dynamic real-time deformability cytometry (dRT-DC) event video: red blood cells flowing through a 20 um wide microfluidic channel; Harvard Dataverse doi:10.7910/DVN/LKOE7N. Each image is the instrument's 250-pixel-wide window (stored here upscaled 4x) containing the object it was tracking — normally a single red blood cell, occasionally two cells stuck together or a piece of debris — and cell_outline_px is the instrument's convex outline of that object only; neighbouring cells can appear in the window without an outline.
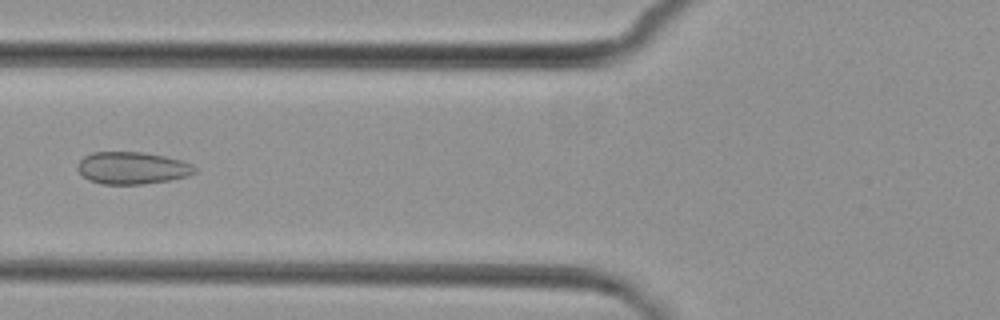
{"species": "common noctule bat (a hibernating species)", "species_latin": "Nyctalus noctula", "temperature_condition": "cold", "stored_images_in_passage": 5, "camera_frame_rate_fps": 3000, "um_per_image_px": 0.085, "animal": {"sex": "female", "body_mass_g": 29.2, "forearm_length_mm": 56.3}, "frame": {"image": 1, "passage_image": 5, "time_ms": 4.667, "image_size_px": [1000, 320], "cell_outline_px": [[196, 172], [188, 176], [168, 180], [144, 184], [100, 184], [88, 180], [76, 168], [76, 164], [84, 156], [92, 152], [144, 152], [164, 156], [180, 160], [192, 164], [196, 168]], "centroid_in_image_um": [11.21, 14.28], "position_along_channel_um": 114.6, "area_um2": 22.08}}